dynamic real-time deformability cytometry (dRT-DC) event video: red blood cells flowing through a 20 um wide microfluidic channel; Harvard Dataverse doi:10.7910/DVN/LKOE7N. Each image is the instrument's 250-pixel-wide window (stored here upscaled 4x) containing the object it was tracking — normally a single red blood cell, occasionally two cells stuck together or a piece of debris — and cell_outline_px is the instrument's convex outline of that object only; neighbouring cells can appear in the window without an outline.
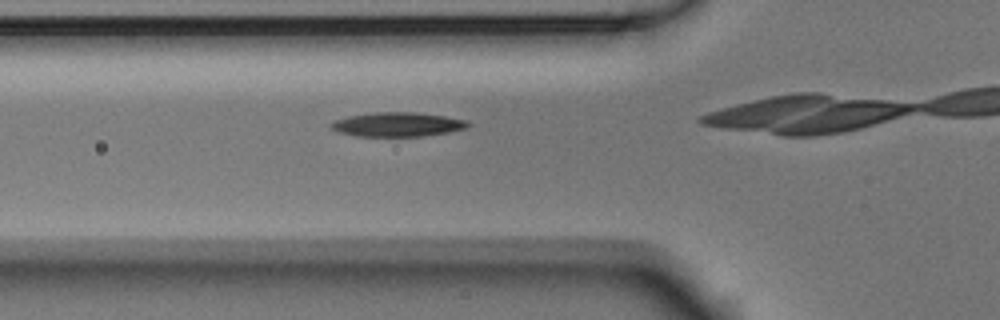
{"species": "Egyptian fruit bat (a non-hibernating species)", "species_latin": "Rousettus aegyptiacus", "temperature_condition": "room temperature", "stored_images_in_passage": 29, "camera_frame_rate_fps": 3000, "um_per_image_px": 0.085, "animal": {"sex": "male"}, "frame": {"image": 1, "passage_image": 6, "time_ms": 1.667, "image_size_px": [1000, 320], "cell_outline_px": [[472, 124], [468, 128], [448, 132], [424, 136], [356, 136], [340, 132], [332, 128], [328, 124], [332, 120], [348, 116], [372, 112], [412, 112], [444, 116], [468, 120]], "centroid_in_image_um": [33.79, 10.57], "position_along_channel_um": 92.0, "area_um2": 19.48}}
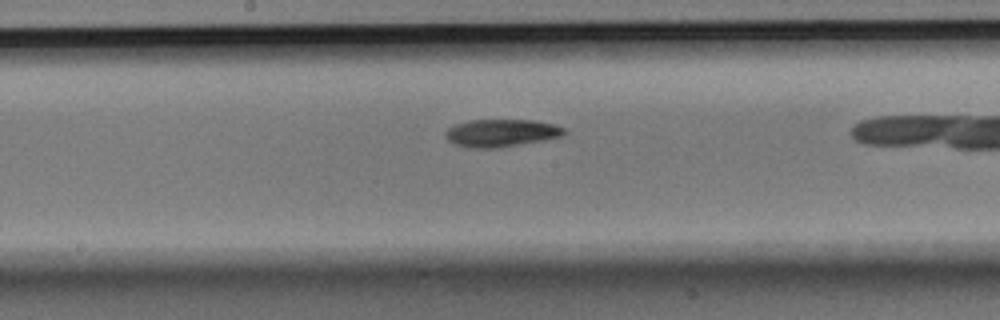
{"frame": {"image": 2, "passage_image": 15, "time_ms": 4.667, "image_size_px": [1000, 320], "cell_outline_px": [[568, 132], [560, 136], [500, 148], [472, 148], [456, 144], [448, 140], [444, 136], [444, 132], [448, 128], [456, 124], [468, 120], [536, 120], [552, 124], [564, 128]], "centroid_in_image_um": [42.57, 11.29], "position_along_channel_um": 205.6, "area_um2": 18.96}}
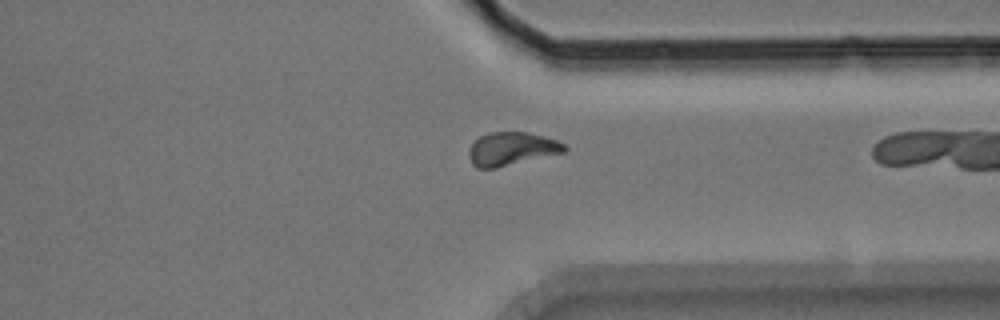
{"frame": {"image": 3, "passage_image": 28, "time_ms": 9.0, "image_size_px": [1000, 320], "cell_outline_px": [[568, 148], [564, 152], [496, 168], [476, 168], [472, 164], [468, 156], [468, 152], [472, 144], [480, 136], [488, 132], [528, 132], [544, 136], [556, 140], [564, 144]], "centroid_in_image_um": [43.47, 12.65], "position_along_channel_um": 367.9, "area_um2": 18.5}}